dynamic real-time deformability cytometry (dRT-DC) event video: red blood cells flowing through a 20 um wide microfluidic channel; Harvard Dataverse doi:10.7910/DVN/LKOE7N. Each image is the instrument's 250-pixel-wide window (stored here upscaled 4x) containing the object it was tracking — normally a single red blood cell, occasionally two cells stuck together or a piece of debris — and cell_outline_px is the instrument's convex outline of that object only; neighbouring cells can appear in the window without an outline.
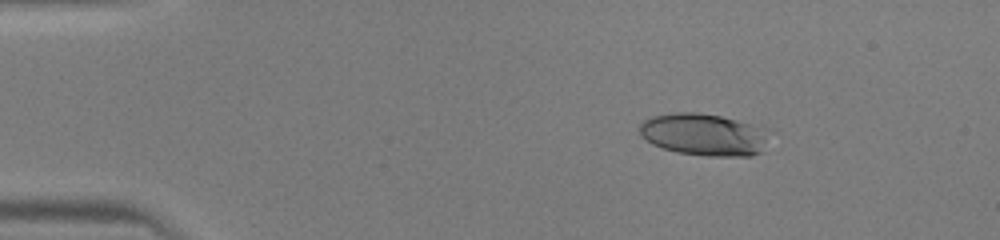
{"species": "human", "species_latin": "Homo sapiens", "temperature_condition": "warm", "stored_images_in_passage": 40, "camera_frame_rate_fps": 3000, "um_per_image_px": 0.085, "donor": {"sex": "male"}, "frame": {"image": 1, "passage_image": 1, "time_ms": 0.0, "image_size_px": [1000, 240], "cell_outline_px": [[776, 132], [760, 152], [752, 156], [704, 156], [676, 152], [660, 148], [652, 144], [640, 136], [640, 124], [644, 120], [652, 116], [676, 112], [696, 112], [720, 116], [772, 128]], "centroid_in_image_um": [59.94, 11.44], "position_along_channel_um": 25.1, "area_um2": 32.83}}
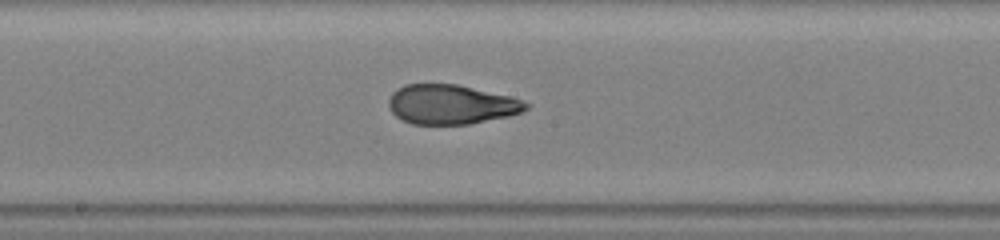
{"frame": {"image": 2, "passage_image": 19, "time_ms": 6.0, "image_size_px": [1000, 240], "cell_outline_px": [[528, 108], [520, 112], [508, 116], [468, 124], [412, 124], [396, 116], [392, 112], [388, 104], [388, 100], [392, 92], [404, 84], [456, 84], [508, 96], [520, 100], [528, 104]], "centroid_in_image_um": [38.29, 8.87], "position_along_channel_um": 209.9, "area_um2": 31.21}}
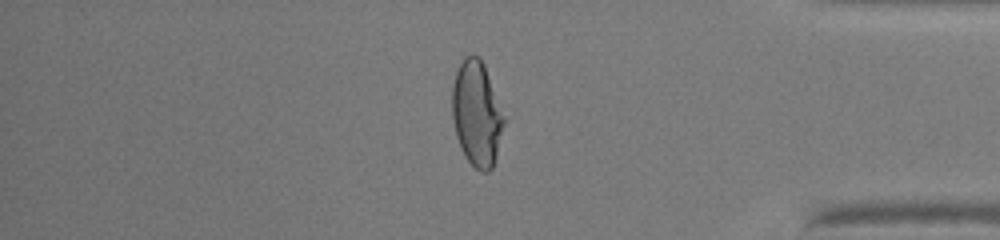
{"frame": {"image": 3, "passage_image": 33, "time_ms": 10.667, "image_size_px": [1000, 240], "cell_outline_px": [[508, 120], [492, 168], [488, 172], [480, 172], [464, 156], [460, 148], [456, 136], [452, 116], [452, 84], [456, 72], [464, 56], [472, 52], [480, 56], [484, 64]], "centroid_in_image_um": [40.56, 9.64], "position_along_channel_um": 394.6, "area_um2": 32.71}}